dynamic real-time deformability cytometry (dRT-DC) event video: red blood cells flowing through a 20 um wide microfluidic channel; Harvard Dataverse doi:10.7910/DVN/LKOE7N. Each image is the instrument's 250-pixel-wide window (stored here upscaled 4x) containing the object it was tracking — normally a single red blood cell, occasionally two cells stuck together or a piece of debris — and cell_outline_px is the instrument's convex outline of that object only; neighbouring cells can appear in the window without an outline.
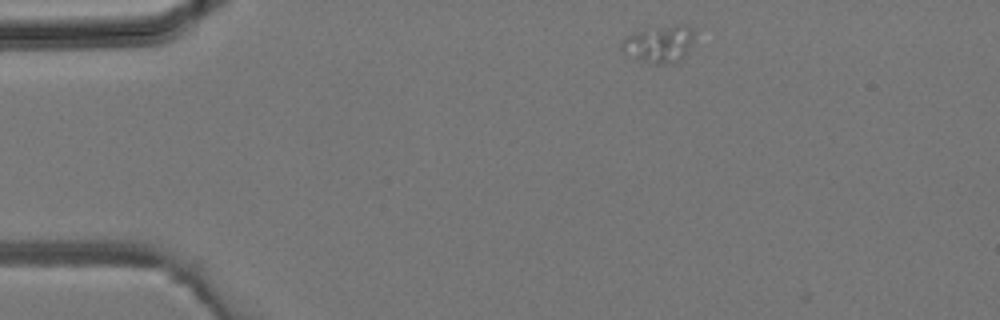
{"species": "common noctule bat (a hibernating species)", "species_latin": "Nyctalus noctula", "temperature_condition": "room temperature", "stored_images_in_passage": 3, "camera_frame_rate_fps": 3000, "um_per_image_px": 0.085, "animal": {"sex": "male", "body_mass_g": 19.2, "forearm_length_mm": 51.8}, "frame": {"image": 1, "passage_image": 1, "time_ms": 0.0, "image_size_px": [1000, 320], "cell_outline_px": [[692, 40], [684, 56], [680, 60], [668, 64], [656, 64], [644, 60], [620, 48], [620, 40], [624, 36], [656, 28], [676, 24], [688, 24], [692, 28]], "centroid_in_image_um": [56.06, 3.72], "position_along_channel_um": 28.9, "area_um2": 15.03}}